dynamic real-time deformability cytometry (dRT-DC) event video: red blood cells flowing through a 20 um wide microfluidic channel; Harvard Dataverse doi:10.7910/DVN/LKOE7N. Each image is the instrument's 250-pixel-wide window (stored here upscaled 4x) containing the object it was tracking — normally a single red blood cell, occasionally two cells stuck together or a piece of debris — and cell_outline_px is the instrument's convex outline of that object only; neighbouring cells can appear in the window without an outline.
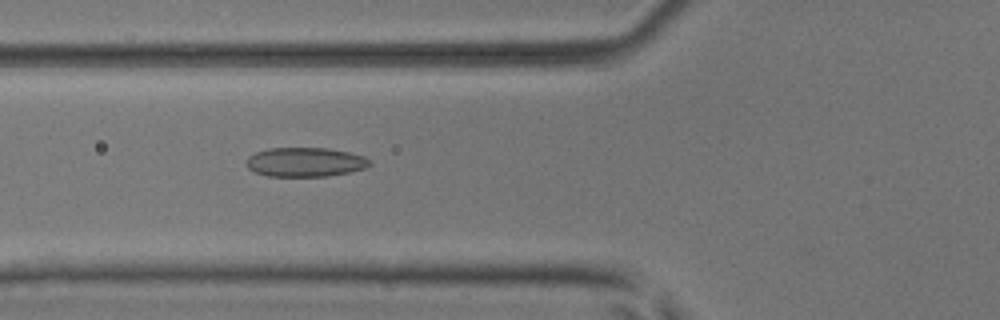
{"species": "common noctule bat (a hibernating species)", "species_latin": "Nyctalus noctula", "temperature_condition": "room temperature", "stored_images_in_passage": 52, "camera_frame_rate_fps": 3000, "um_per_image_px": 0.085, "animal": {"sex": "male", "body_mass_g": 17.9, "forearm_length_mm": 54.2}, "frame": {"image": 1, "passage_image": 20, "time_ms": 6.333, "image_size_px": [1000, 320], "cell_outline_px": [[372, 164], [364, 168], [348, 172], [328, 176], [268, 176], [256, 172], [248, 168], [248, 156], [256, 152], [268, 148], [328, 148], [348, 152], [364, 156]], "centroid_in_image_um": [25.94, 13.77], "position_along_channel_um": 99.9, "area_um2": 20.81}}
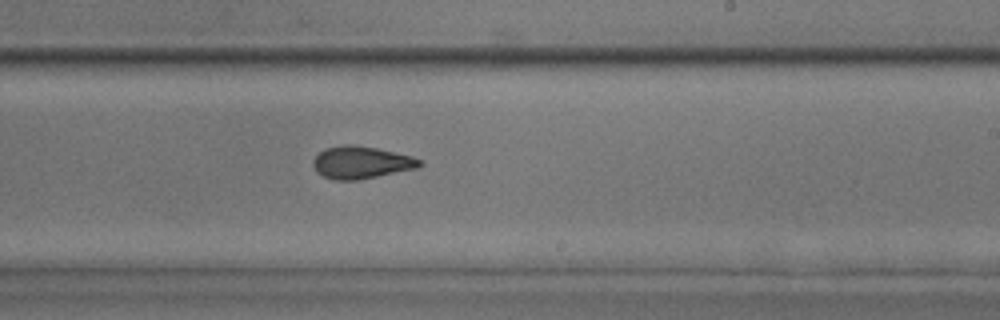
{"frame": {"image": 2, "passage_image": 32, "time_ms": 10.333, "image_size_px": [1000, 320], "cell_outline_px": [[424, 164], [416, 168], [356, 180], [336, 180], [324, 176], [316, 172], [312, 164], [312, 160], [324, 148], [340, 144], [352, 144], [376, 148], [412, 156], [424, 160]], "centroid_in_image_um": [30.69, 13.79], "position_along_channel_um": 258.3, "area_um2": 20.11}}
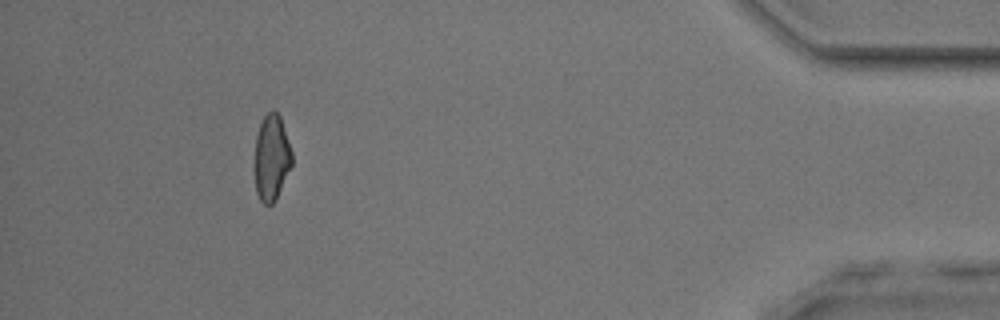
{"frame": {"image": 3, "passage_image": 48, "time_ms": 15.667, "image_size_px": [1000, 320], "cell_outline_px": [[292, 164], [276, 200], [272, 204], [264, 204], [260, 200], [256, 192], [252, 164], [256, 136], [260, 124], [264, 116], [272, 108], [280, 116], [292, 152]], "centroid_in_image_um": [23.04, 13.42], "position_along_channel_um": 412.2, "area_um2": 19.19}, "authors_computed_cell_mechanics": {"area_um2": 20.1433, "velocity_mm_per_s": 3.9644, "shape_relaxation_time_tau1_ms": 10.8042, "shape_relaxation_time_tau2_ms": 1.5514, "deformation_change_tau1": 0.2271, "deformation_change_tau2": 0.077}}